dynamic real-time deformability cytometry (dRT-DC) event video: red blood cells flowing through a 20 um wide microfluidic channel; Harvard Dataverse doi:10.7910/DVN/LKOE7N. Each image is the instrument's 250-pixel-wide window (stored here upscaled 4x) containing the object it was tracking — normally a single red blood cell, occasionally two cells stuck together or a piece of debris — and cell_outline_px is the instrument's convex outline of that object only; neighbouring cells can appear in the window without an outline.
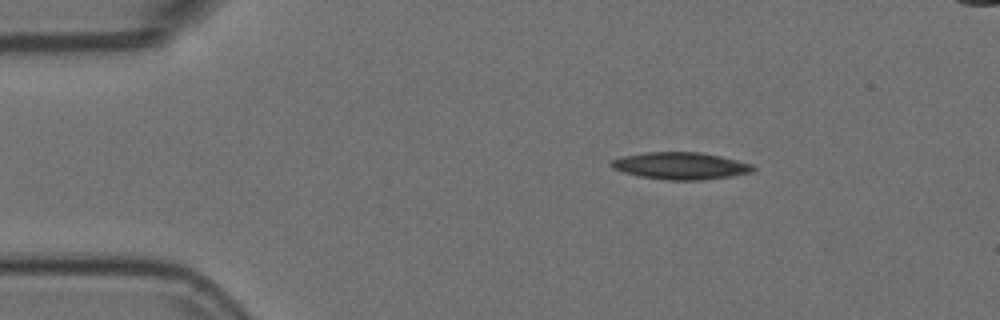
{"species": "Egyptian fruit bat (a non-hibernating species)", "species_latin": "Rousettus aegyptiacus", "temperature_condition": "room temperature", "stored_images_in_passage": 8, "camera_frame_rate_fps": 3000, "um_per_image_px": 0.085, "animal": {"sex": "female"}, "frame": {"image": 1, "passage_image": 1, "time_ms": 0.0, "image_size_px": [1000, 320], "cell_outline_px": [[756, 168], [752, 172], [732, 176], [700, 180], [668, 180], [640, 176], [624, 172], [612, 168], [608, 164], [612, 160], [624, 156], [644, 152], [700, 152], [720, 156], [752, 164]], "centroid_in_image_um": [57.85, 14.09], "position_along_channel_um": 27.2, "area_um2": 22.31}}